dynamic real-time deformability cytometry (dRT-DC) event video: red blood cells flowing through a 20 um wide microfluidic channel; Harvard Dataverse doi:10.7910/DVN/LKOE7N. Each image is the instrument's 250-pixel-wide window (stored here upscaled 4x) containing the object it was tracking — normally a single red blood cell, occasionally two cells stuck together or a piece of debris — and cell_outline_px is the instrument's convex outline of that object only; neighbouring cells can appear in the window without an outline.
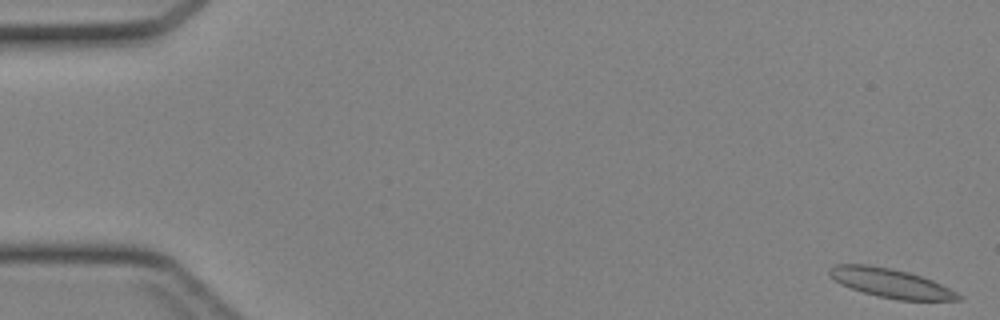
{"species": "Egyptian fruit bat (a non-hibernating species)", "species_latin": "Rousettus aegyptiacus", "temperature_condition": "cold", "stored_images_in_passage": 44, "camera_frame_rate_fps": 3000, "um_per_image_px": 0.085, "animal": {"sex": "female"}, "frame": {"image": 1, "passage_image": 1, "time_ms": 0.0, "image_size_px": [1000, 320], "cell_outline_px": [[964, 300], [900, 300], [880, 296], [864, 292], [840, 284], [828, 272], [828, 268], [832, 264], [868, 264], [892, 268], [908, 272], [932, 280], [964, 296]], "centroid_in_image_um": [75.72, 24.05], "position_along_channel_um": 9.3, "area_um2": 21.68}}
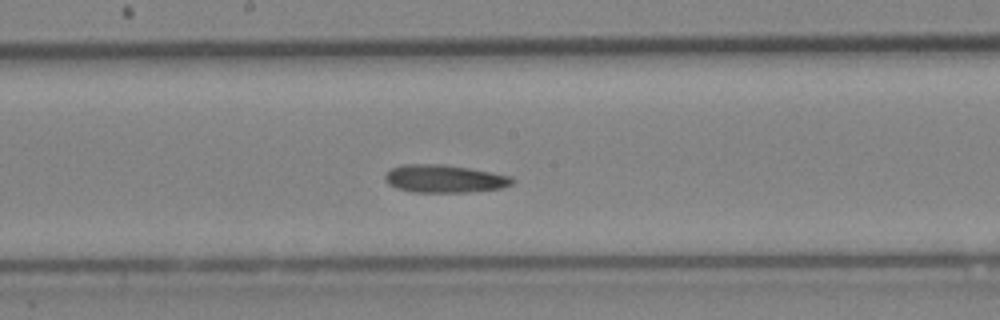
{"frame": {"image": 2, "passage_image": 24, "time_ms": 7.667, "image_size_px": [1000, 320], "cell_outline_px": [[516, 180], [512, 184], [504, 188], [468, 192], [412, 192], [396, 188], [388, 184], [384, 180], [384, 176], [392, 168], [400, 164], [444, 164], [492, 172], [512, 176]], "centroid_in_image_um": [37.79, 15.19], "position_along_channel_um": 210.4, "area_um2": 20.87}}
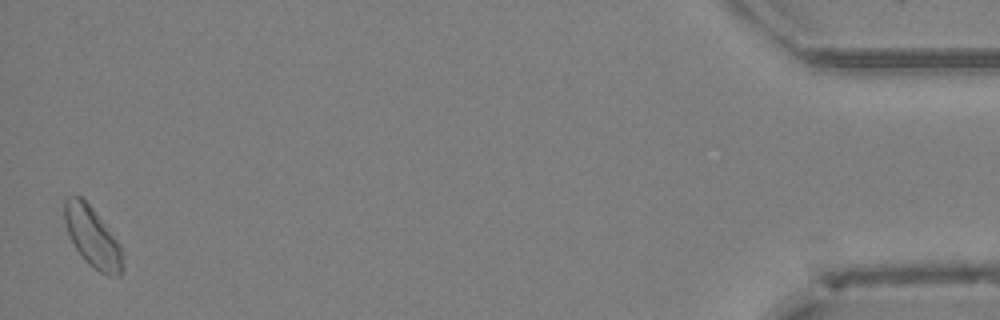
{"frame": {"image": 3, "passage_image": 44, "time_ms": 14.333, "image_size_px": [1000, 320], "cell_outline_px": [[124, 268], [120, 276], [108, 276], [100, 272], [88, 264], [84, 260], [76, 248], [68, 232], [64, 220], [64, 200], [68, 196], [76, 192], [92, 208], [120, 244], [124, 264]], "centroid_in_image_um": [7.86, 20.15], "position_along_channel_um": 427.3, "area_um2": 20.4}}